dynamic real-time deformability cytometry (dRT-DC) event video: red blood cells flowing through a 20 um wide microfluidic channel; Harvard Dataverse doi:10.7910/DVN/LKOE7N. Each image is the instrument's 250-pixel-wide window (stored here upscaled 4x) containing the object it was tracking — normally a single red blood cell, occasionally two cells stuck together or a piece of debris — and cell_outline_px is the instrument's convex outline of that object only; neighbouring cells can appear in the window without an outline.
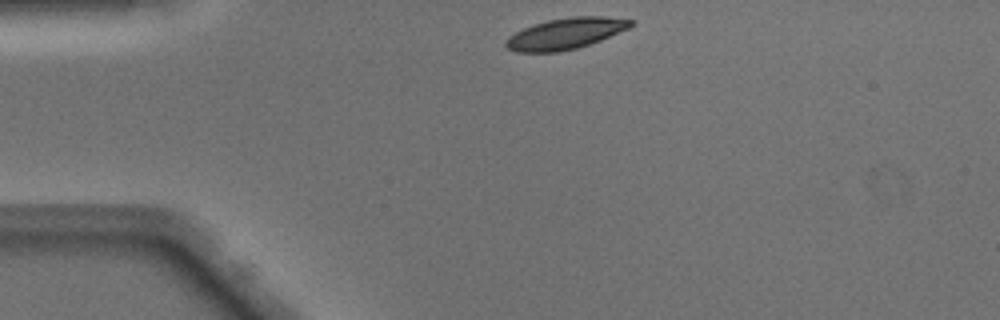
{"species": "Egyptian fruit bat (a non-hibernating species)", "species_latin": "Rousettus aegyptiacus", "temperature_condition": "warm", "stored_images_in_passage": 32, "camera_frame_rate_fps": 3000, "um_per_image_px": 0.085, "animal": {"sex": "male"}, "frame": {"image": 1, "passage_image": 1, "time_ms": 0.0, "image_size_px": [1000, 320], "cell_outline_px": [[632, 24], [628, 28], [600, 40], [576, 48], [560, 52], [516, 52], [508, 48], [504, 44], [504, 40], [508, 36], [524, 28], [548, 20], [572, 16], [604, 16], [632, 20]], "centroid_in_image_um": [48.02, 2.86], "position_along_channel_um": 37.0, "area_um2": 22.37}}
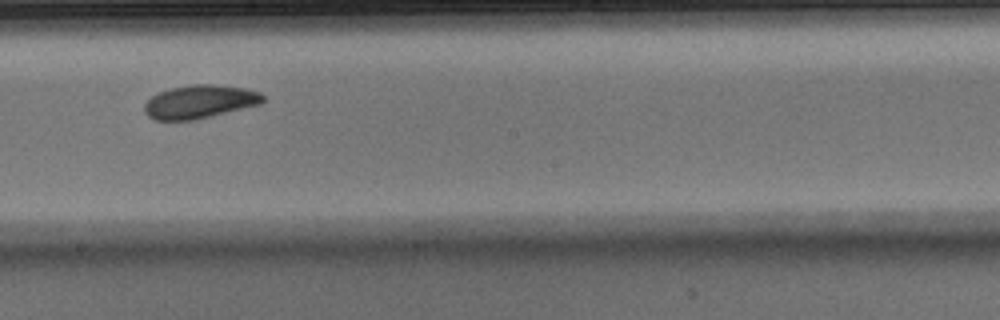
{"frame": {"image": 2, "passage_image": 18, "time_ms": 5.667, "image_size_px": [1000, 320], "cell_outline_px": [[264, 100], [260, 104], [196, 120], [152, 120], [144, 112], [144, 104], [156, 92], [168, 88], [196, 84], [216, 84], [244, 88], [260, 92], [264, 96]], "centroid_in_image_um": [16.94, 8.64], "position_along_channel_um": 231.3, "area_um2": 23.24}}
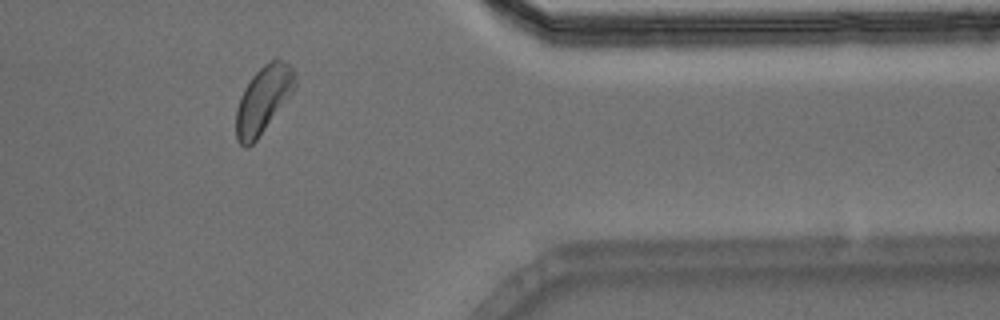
{"frame": {"image": 3, "passage_image": 31, "time_ms": 10.0, "image_size_px": [1000, 320], "cell_outline_px": [[296, 88], [256, 140], [248, 148], [244, 148], [236, 140], [236, 108], [240, 96], [244, 88], [252, 76], [268, 60], [276, 56], [284, 60], [292, 68], [296, 76]], "centroid_in_image_um": [22.37, 8.44], "position_along_channel_um": 389.0, "area_um2": 23.18}, "authors_computed_cell_mechanics": {"area_um2": 22.831, "velocity_mm_per_s": 4.0522, "shape_relaxation_time_tau1_ms": 4.1299, "shape_relaxation_time_tau2_ms": 3.5978, "deformation_change_tau1": 0.1372, "deformation_change_tau2": 0.0954}}